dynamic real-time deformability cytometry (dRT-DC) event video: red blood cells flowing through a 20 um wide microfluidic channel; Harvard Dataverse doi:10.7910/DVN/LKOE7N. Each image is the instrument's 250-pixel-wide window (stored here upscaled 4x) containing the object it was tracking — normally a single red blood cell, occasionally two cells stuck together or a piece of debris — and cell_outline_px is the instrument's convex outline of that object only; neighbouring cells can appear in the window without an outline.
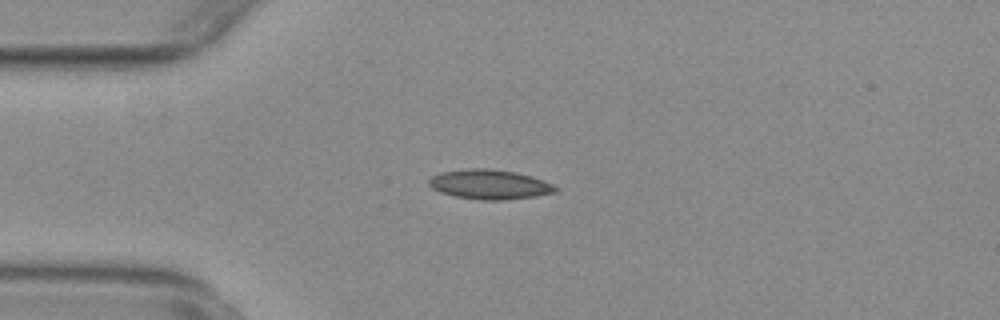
{"species": "common noctule bat (a hibernating species)", "species_latin": "Nyctalus noctula", "temperature_condition": "warm", "stored_images_in_passage": 44, "camera_frame_rate_fps": 3000, "um_per_image_px": 0.085, "animal": {"sex": "female", "body_mass_g": 29.2, "forearm_length_mm": 56.3}, "frame": {"image": 1, "passage_image": 3, "time_ms": 0.667, "image_size_px": [1000, 320], "cell_outline_px": [[560, 188], [556, 192], [536, 196], [504, 200], [480, 200], [456, 196], [440, 192], [432, 188], [428, 184], [428, 180], [432, 176], [440, 172], [472, 168], [488, 168], [516, 172], [532, 176], [552, 184]], "centroid_in_image_um": [41.63, 15.67], "position_along_channel_um": 43.4, "area_um2": 21.91}}
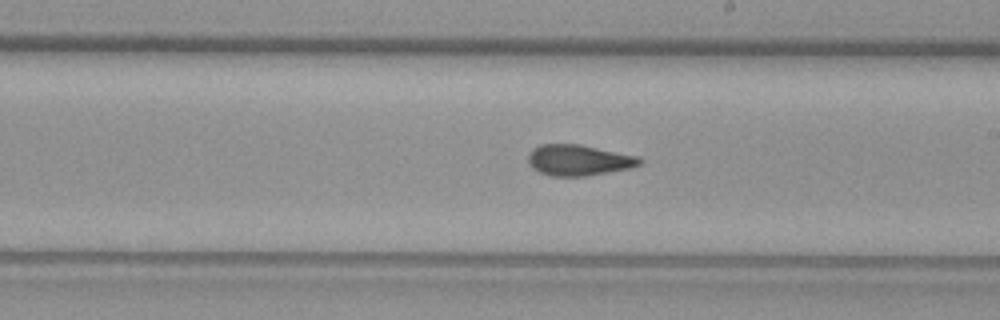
{"frame": {"image": 2, "passage_image": 20, "time_ms": 6.333, "image_size_px": [1000, 320], "cell_outline_px": [[644, 160], [640, 164], [632, 168], [588, 176], [552, 176], [540, 172], [532, 168], [528, 164], [528, 152], [532, 148], [540, 144], [580, 144], [640, 156]], "centroid_in_image_um": [49.2, 13.61], "position_along_channel_um": 239.8, "area_um2": 20.46}}
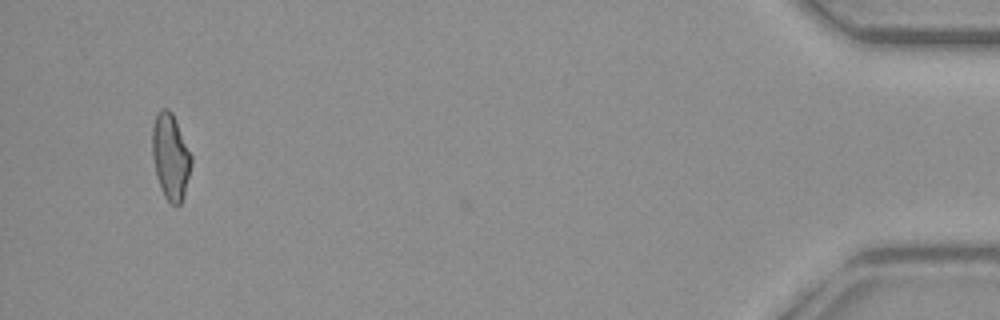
{"frame": {"image": 3, "passage_image": 41, "time_ms": 13.333, "image_size_px": [1000, 320], "cell_outline_px": [[192, 164], [184, 196], [180, 204], [176, 208], [164, 196], [160, 188], [156, 176], [152, 156], [152, 124], [156, 112], [160, 108], [168, 108], [172, 112], [176, 120], [192, 156]], "centroid_in_image_um": [14.48, 13.3], "position_along_channel_um": 420.7, "area_um2": 19.94}, "authors_computed_cell_mechanics": {"area_um2": 19.941, "velocity_mm_per_s": 3.8053, "shape_relaxation_time_tau1_ms": null, "shape_relaxation_time_tau2_ms": 2.5081, "deformation_change_tau1": null, "deformation_change_tau2": 0.0815}}